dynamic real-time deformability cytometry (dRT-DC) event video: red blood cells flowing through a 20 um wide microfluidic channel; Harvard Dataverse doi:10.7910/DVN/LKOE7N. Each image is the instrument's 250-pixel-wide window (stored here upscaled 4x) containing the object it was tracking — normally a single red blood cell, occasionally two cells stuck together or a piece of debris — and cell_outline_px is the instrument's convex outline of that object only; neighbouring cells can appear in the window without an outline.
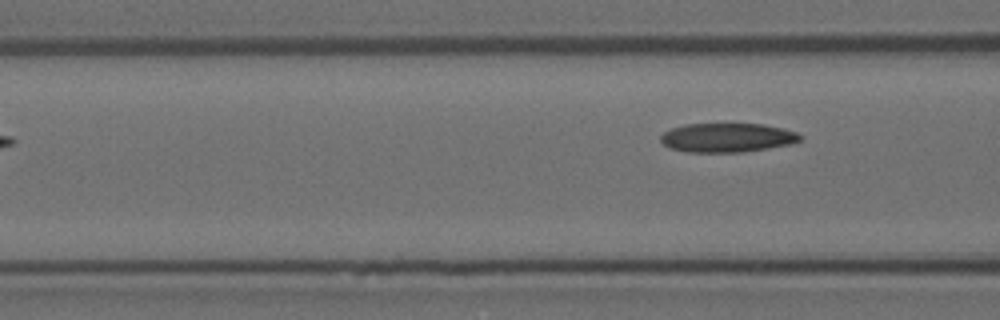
{"species": "Egyptian fruit bat (a non-hibernating species)", "species_latin": "Rousettus aegyptiacus", "temperature_condition": "room temperature", "stored_images_in_passage": 5, "camera_frame_rate_fps": 3000, "um_per_image_px": 0.085, "animal": {"sex": "female"}, "frame": {"image": 1, "passage_image": 5, "time_ms": 1.333, "image_size_px": [1000, 320], "cell_outline_px": [[804, 136], [800, 140], [792, 144], [744, 152], [688, 152], [672, 148], [664, 144], [660, 140], [660, 136], [664, 132], [672, 128], [684, 124], [760, 124], [780, 128], [796, 132]], "centroid_in_image_um": [61.82, 11.7], "position_along_channel_um": 104.8, "area_um2": 23.52}}